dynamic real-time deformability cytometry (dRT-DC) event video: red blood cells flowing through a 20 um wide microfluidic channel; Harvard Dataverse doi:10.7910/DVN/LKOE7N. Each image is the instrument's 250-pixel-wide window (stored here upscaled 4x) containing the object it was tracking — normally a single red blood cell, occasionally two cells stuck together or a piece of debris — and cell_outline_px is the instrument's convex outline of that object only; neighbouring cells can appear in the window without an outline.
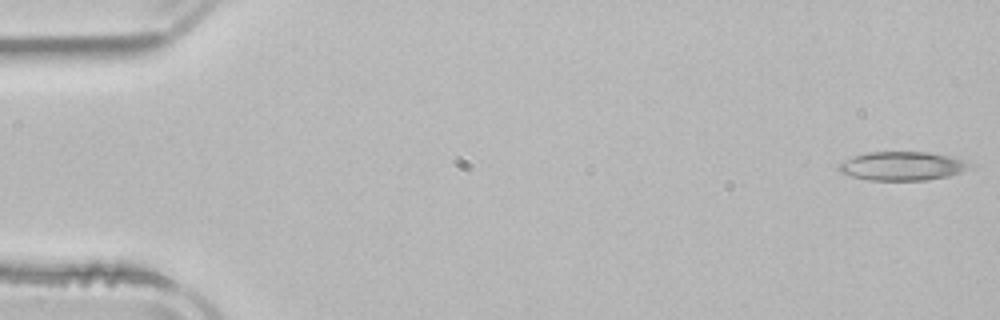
{"species": "common noctule bat (a hibernating species)", "species_latin": "Nyctalus noctula", "temperature_condition": "room temperature", "stored_images_in_passage": 52, "camera_frame_rate_fps": 3000, "um_per_image_px": 0.085, "animal": {"sex": "male", "body_mass_g": 21.5, "forearm_length_mm": 52.0}, "frame": {"image": 1, "passage_image": 1, "time_ms": 0.0, "image_size_px": [1000, 320], "cell_outline_px": [[976, 164], [960, 172], [948, 176], [928, 180], [868, 180], [852, 176], [840, 172], [836, 168], [844, 160], [852, 156], [868, 152], [928, 152], [952, 156], [968, 160]], "centroid_in_image_um": [76.73, 14.1], "position_along_channel_um": 8.3, "area_um2": 22.2}}
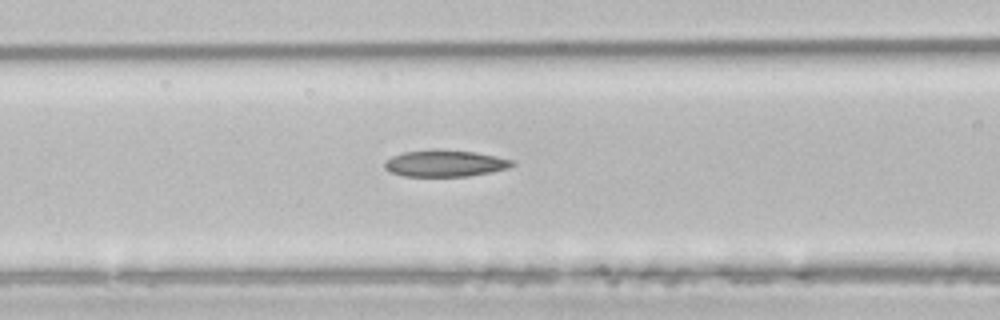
{"frame": {"image": 2, "passage_image": 21, "time_ms": 6.667, "image_size_px": [1000, 320], "cell_outline_px": [[516, 164], [508, 168], [492, 172], [468, 176], [404, 176], [388, 172], [384, 168], [384, 164], [392, 156], [404, 152], [432, 148], [436, 148], [476, 152], [496, 156], [512, 160]], "centroid_in_image_um": [37.82, 13.87], "position_along_channel_um": 128.8, "area_um2": 20.06}}
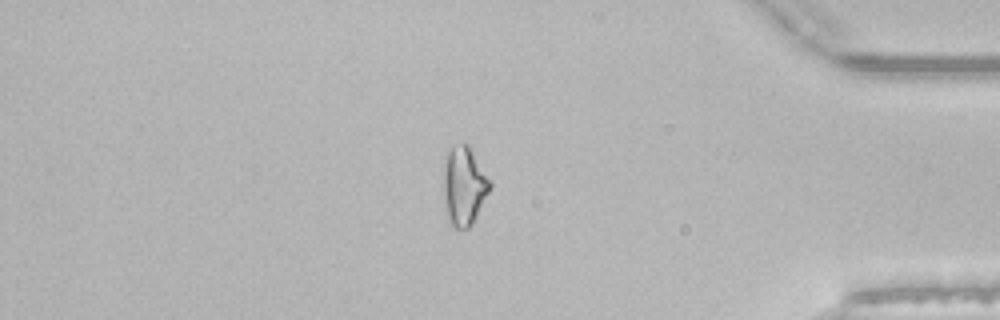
{"frame": {"image": 3, "passage_image": 44, "time_ms": 14.333, "image_size_px": [1000, 320], "cell_outline_px": [[492, 184], [472, 224], [468, 228], [456, 228], [452, 224], [448, 216], [444, 200], [444, 156], [452, 144], [464, 140], [468, 144], [492, 180]], "centroid_in_image_um": [39.45, 15.69], "position_along_channel_um": 395.8, "area_um2": 21.5}, "authors_computed_cell_mechanics": {"area_um2": 21.0392, "velocity_mm_per_s": 3.9001, "shape_relaxation_time_tau1_ms": null, "shape_relaxation_time_tau2_ms": 6.8001, "deformation_change_tau1": null, "deformation_change_tau2": 0.1964}}